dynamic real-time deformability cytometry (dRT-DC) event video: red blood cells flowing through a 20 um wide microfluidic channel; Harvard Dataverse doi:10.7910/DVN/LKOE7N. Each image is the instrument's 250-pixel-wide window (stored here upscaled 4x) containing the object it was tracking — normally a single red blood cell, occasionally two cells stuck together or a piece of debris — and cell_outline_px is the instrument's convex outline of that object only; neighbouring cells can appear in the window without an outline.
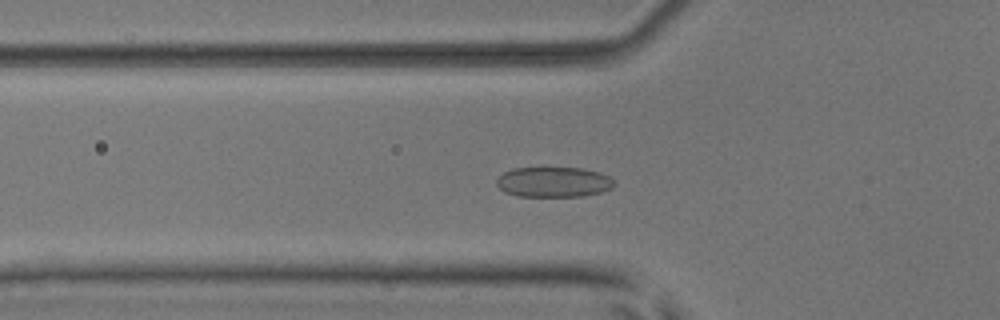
{"species": "common noctule bat (a hibernating species)", "species_latin": "Nyctalus noctula", "temperature_condition": "room temperature", "stored_images_in_passage": 53, "camera_frame_rate_fps": 3000, "um_per_image_px": 0.085, "animal": {"sex": "male", "body_mass_g": 17.9, "forearm_length_mm": 54.2}, "frame": {"image": 1, "passage_image": 19, "time_ms": 6.0, "image_size_px": [1000, 320], "cell_outline_px": [[616, 184], [612, 188], [600, 192], [584, 196], [520, 196], [504, 192], [496, 184], [496, 180], [504, 172], [512, 168], [584, 168], [600, 172], [616, 180]], "centroid_in_image_um": [47.09, 15.47], "position_along_channel_um": 78.7, "area_um2": 20.81}}
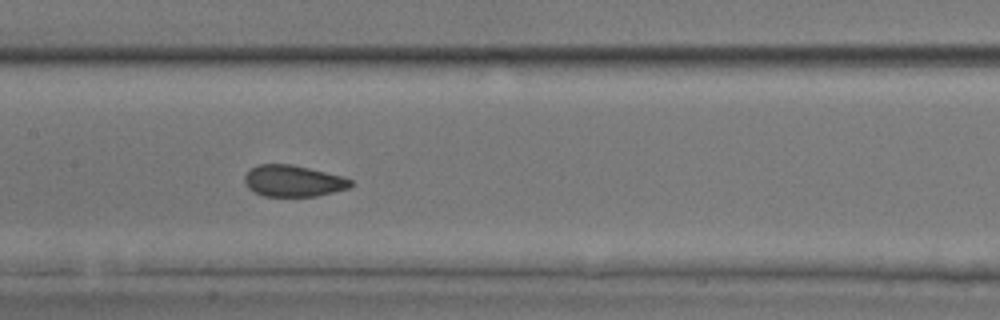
{"frame": {"image": 2, "passage_image": 27, "time_ms": 8.667, "image_size_px": [1000, 320], "cell_outline_px": [[352, 184], [348, 188], [316, 196], [264, 196], [248, 188], [244, 180], [244, 176], [252, 168], [260, 164], [292, 164], [344, 176], [352, 180]], "centroid_in_image_um": [24.94, 15.37], "position_along_channel_um": 182.5, "area_um2": 19.31}}
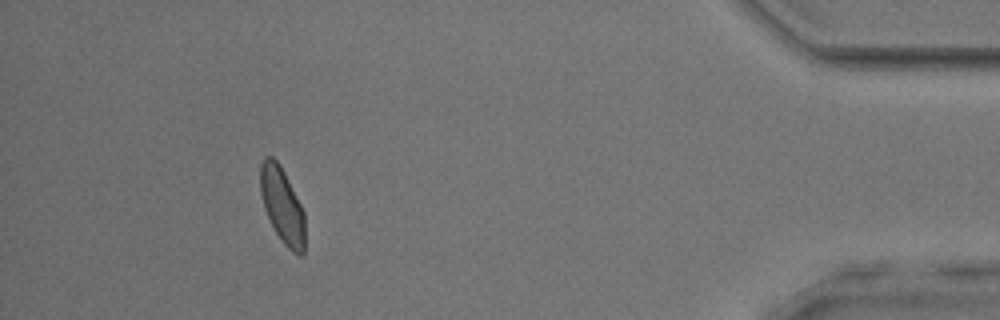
{"frame": {"image": 3, "passage_image": 49, "time_ms": 16.0, "image_size_px": [1000, 320], "cell_outline_px": [[304, 252], [300, 256], [292, 252], [280, 240], [264, 208], [260, 192], [260, 164], [264, 156], [272, 156], [280, 164], [304, 212]], "centroid_in_image_um": [23.97, 17.45], "position_along_channel_um": 411.2, "area_um2": 19.54}, "authors_computed_cell_mechanics": {"area_um2": 20.1144, "velocity_mm_per_s": 3.8855, "shape_relaxation_time_tau1_ms": 7.043, "shape_relaxation_time_tau2_ms": 1.1234, "deformation_change_tau1": 0.1663, "deformation_change_tau2": 0.0699}}